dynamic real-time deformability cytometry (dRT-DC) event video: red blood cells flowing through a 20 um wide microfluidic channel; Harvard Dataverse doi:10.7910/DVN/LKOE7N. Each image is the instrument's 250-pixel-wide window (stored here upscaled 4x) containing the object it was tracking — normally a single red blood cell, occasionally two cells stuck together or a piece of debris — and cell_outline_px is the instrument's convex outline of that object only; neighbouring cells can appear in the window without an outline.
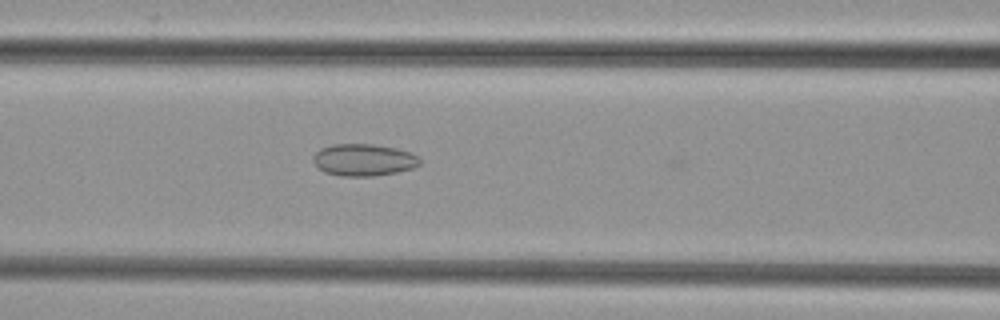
{"species": "common noctule bat (a hibernating species)", "species_latin": "Nyctalus noctula", "temperature_condition": "cold", "stored_images_in_passage": 42, "camera_frame_rate_fps": 3000, "um_per_image_px": 0.085, "animal": {"sex": "female", "body_mass_g": 29.2, "forearm_length_mm": 56.3}, "frame": {"image": 1, "passage_image": 13, "time_ms": 4.0, "image_size_px": [1000, 320], "cell_outline_px": [[420, 164], [412, 168], [396, 172], [372, 176], [340, 176], [324, 172], [316, 168], [312, 160], [312, 156], [320, 148], [332, 144], [372, 144], [396, 148], [412, 152], [420, 160]], "centroid_in_image_um": [30.86, 13.59], "position_along_channel_um": 135.7, "area_um2": 20.06}}
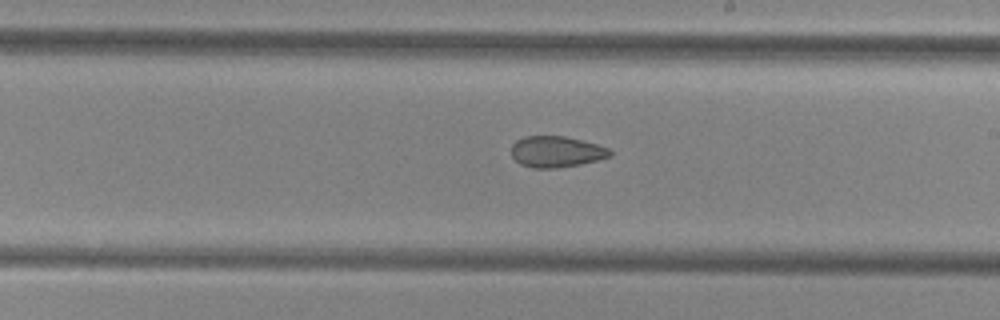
{"frame": {"image": 2, "passage_image": 21, "time_ms": 6.667, "image_size_px": [1000, 320], "cell_outline_px": [[612, 156], [580, 164], [556, 168], [532, 168], [520, 164], [512, 156], [512, 144], [516, 140], [524, 136], [564, 136], [596, 144], [608, 148], [612, 152]], "centroid_in_image_um": [47.26, 12.89], "position_along_channel_um": 241.7, "area_um2": 17.8}}
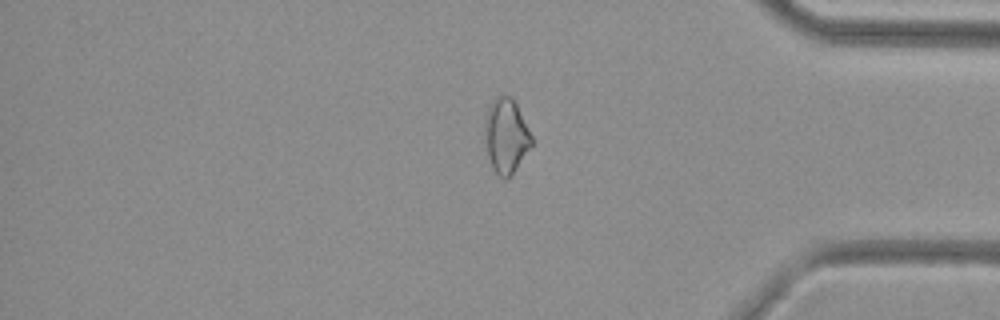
{"frame": {"image": 3, "passage_image": 34, "time_ms": 11.0, "image_size_px": [1000, 320], "cell_outline_px": [[532, 144], [512, 172], [504, 180], [492, 168], [488, 156], [484, 132], [484, 120], [488, 108], [492, 100], [496, 96], [508, 96], [516, 104], [532, 136]], "centroid_in_image_um": [42.98, 11.52], "position_along_channel_um": 392.2, "area_um2": 19.83}}